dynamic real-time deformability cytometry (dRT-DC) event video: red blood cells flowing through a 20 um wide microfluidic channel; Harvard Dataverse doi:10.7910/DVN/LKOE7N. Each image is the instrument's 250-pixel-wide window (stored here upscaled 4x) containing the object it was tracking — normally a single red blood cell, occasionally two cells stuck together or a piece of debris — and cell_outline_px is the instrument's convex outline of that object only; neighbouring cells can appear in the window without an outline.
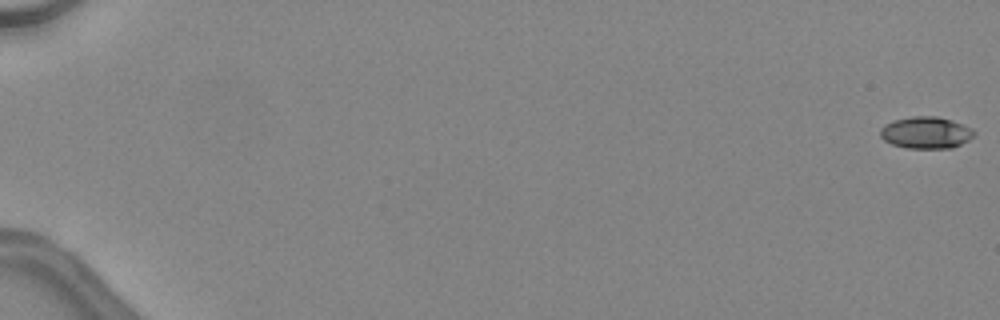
{"species": "common noctule bat (a hibernating species)", "species_latin": "Nyctalus noctula", "temperature_condition": "warm", "stored_images_in_passage": 48, "camera_frame_rate_fps": 3000, "um_per_image_px": 0.085, "animal": {"sex": "female", "body_mass_g": 24.6, "forearm_length_mm": 56.2}, "frame": {"image": 1, "passage_image": 1, "time_ms": 0.0, "image_size_px": [1000, 320], "cell_outline_px": [[976, 132], [968, 140], [952, 148], [908, 148], [892, 144], [884, 140], [880, 136], [880, 128], [884, 124], [892, 120], [912, 116], [936, 116], [952, 120], [972, 128]], "centroid_in_image_um": [78.68, 11.26], "position_along_channel_um": 6.3, "area_um2": 17.46}}
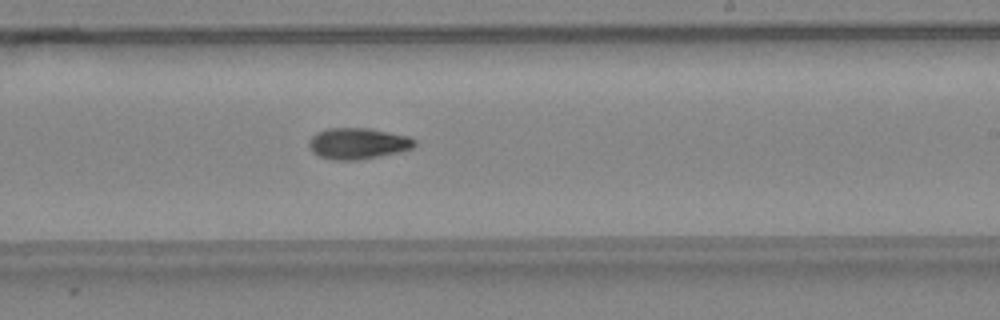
{"frame": {"image": 2, "passage_image": 32, "time_ms": 10.333, "image_size_px": [1000, 320], "cell_outline_px": [[416, 144], [412, 148], [400, 152], [380, 156], [356, 160], [332, 160], [320, 156], [312, 152], [308, 144], [308, 140], [316, 132], [328, 128], [368, 128], [408, 136], [416, 140]], "centroid_in_image_um": [30.4, 12.2], "position_along_channel_um": 258.6, "area_um2": 19.25}}
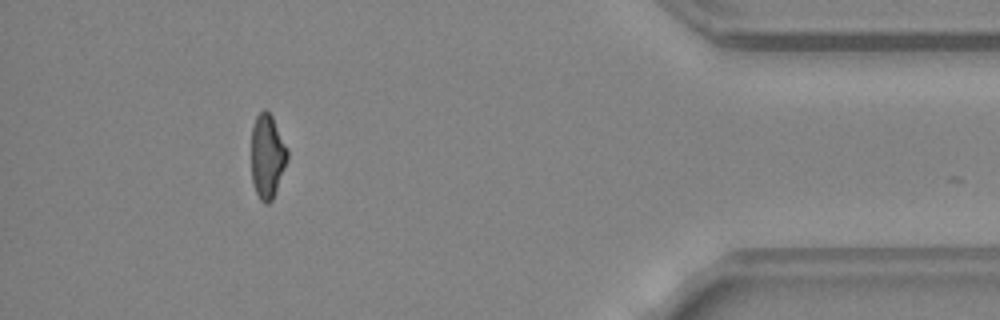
{"frame": {"image": 3, "passage_image": 45, "time_ms": 14.667, "image_size_px": [1000, 320], "cell_outline_px": [[288, 160], [272, 200], [268, 204], [264, 204], [260, 200], [252, 184], [252, 128], [256, 116], [264, 108], [272, 116], [288, 148]], "centroid_in_image_um": [22.73, 13.29], "position_along_channel_um": 412.5, "area_um2": 17.74}}